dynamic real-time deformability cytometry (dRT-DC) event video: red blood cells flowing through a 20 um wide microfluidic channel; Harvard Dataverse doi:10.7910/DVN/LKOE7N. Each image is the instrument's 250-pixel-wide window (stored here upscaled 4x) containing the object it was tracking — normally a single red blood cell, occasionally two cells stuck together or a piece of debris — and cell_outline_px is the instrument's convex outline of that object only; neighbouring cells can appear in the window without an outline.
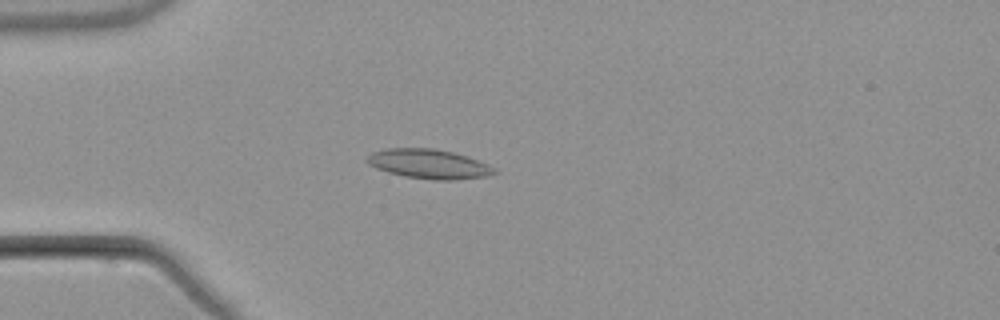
{"species": "common noctule bat (a hibernating species)", "species_latin": "Nyctalus noctula", "temperature_condition": "warm", "stored_images_in_passage": 5, "camera_frame_rate_fps": 3000, "um_per_image_px": 0.085, "animal": {"sex": "male", "body_mass_g": 21.5, "forearm_length_mm": 52.0}, "frame": {"image": 1, "passage_image": 5, "time_ms": 5.0, "image_size_px": [1000, 320], "cell_outline_px": [[496, 172], [488, 176], [452, 180], [432, 180], [404, 176], [388, 172], [376, 168], [368, 164], [364, 160], [372, 152], [388, 148], [436, 148], [468, 156], [496, 168]], "centroid_in_image_um": [36.44, 13.93], "position_along_channel_um": 48.6, "area_um2": 21.91}}